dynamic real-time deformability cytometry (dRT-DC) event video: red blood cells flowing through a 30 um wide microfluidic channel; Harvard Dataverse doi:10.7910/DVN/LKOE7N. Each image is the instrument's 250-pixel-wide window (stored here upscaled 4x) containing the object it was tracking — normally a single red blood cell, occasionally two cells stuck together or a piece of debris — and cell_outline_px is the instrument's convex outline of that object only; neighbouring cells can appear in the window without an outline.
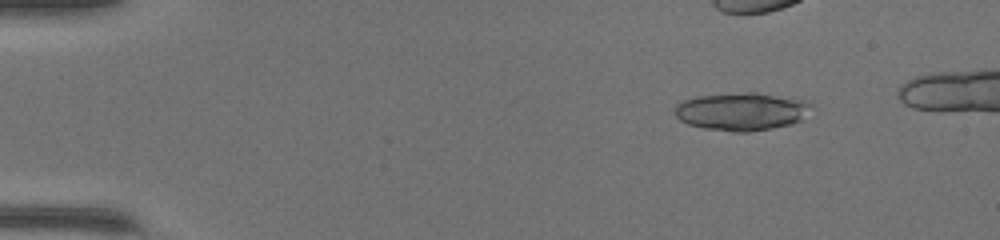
{"species": "common noctule bat (a hibernating species)", "species_latin": "Nyctalus noctula", "temperature_condition": "warm", "stored_images_in_passage": 46, "camera_frame_rate_fps": 3000, "um_per_image_px": 0.085, "animal": {"sex": "female", "body_mass_g": 17.0, "forearm_length_mm": 48.0}, "frame": {"image": 1, "passage_image": 7, "time_ms": 2.0, "image_size_px": [1000, 240], "cell_outline_px": [[808, 104], [800, 120], [788, 124], [772, 128], [748, 132], [732, 132], [704, 128], [688, 124], [680, 120], [676, 116], [676, 104], [684, 100], [696, 96], [748, 92], [756, 92], [804, 100]], "centroid_in_image_um": [62.94, 9.48], "position_along_channel_um": 22.1, "area_um2": 29.48}}